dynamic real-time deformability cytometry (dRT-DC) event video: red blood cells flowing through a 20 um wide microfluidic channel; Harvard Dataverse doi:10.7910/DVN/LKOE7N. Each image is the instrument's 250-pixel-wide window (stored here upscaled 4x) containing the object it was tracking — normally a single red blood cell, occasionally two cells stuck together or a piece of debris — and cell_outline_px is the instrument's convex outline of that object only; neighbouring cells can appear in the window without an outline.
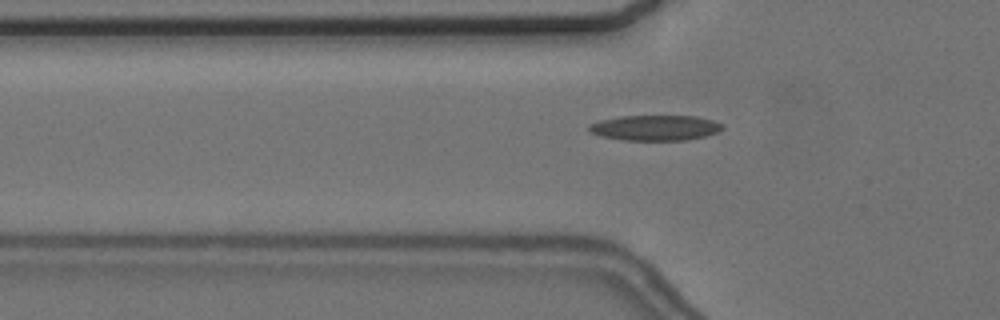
{"species": "common noctule bat (a hibernating species)", "species_latin": "Nyctalus noctula", "temperature_condition": "cold", "stored_images_in_passage": 57, "camera_frame_rate_fps": 3000, "um_per_image_px": 0.085, "animal": {"sex": "female", "body_mass_g": 24.6, "forearm_length_mm": 56.2}, "frame": {"image": 1, "passage_image": 19, "time_ms": 6.0, "image_size_px": [1000, 320], "cell_outline_px": [[724, 128], [720, 132], [688, 140], [624, 140], [600, 136], [588, 132], [588, 124], [600, 120], [620, 116], [696, 116], [712, 120], [724, 124]], "centroid_in_image_um": [55.69, 10.86], "position_along_channel_um": 70.1, "area_um2": 19.94}}
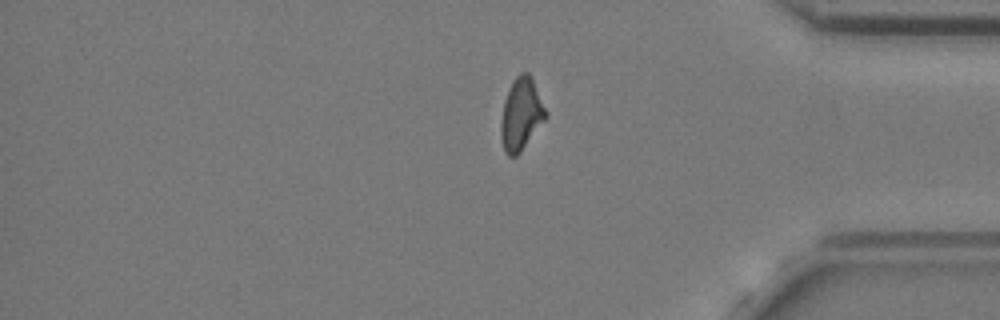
{"frame": {"image": 2, "passage_image": 47, "time_ms": 15.333, "image_size_px": [1000, 320], "cell_outline_px": [[548, 116], [520, 152], [516, 156], [508, 156], [504, 152], [500, 136], [500, 120], [504, 100], [508, 88], [512, 80], [520, 72], [528, 72], [532, 76], [548, 112]], "centroid_in_image_um": [44.29, 9.68], "position_along_channel_um": 390.9, "area_um2": 19.31}}
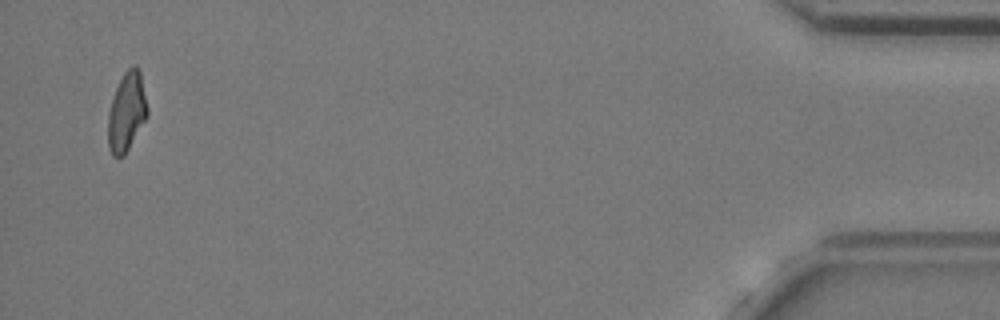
{"frame": {"image": 3, "passage_image": 55, "time_ms": 18.0, "image_size_px": [1000, 320], "cell_outline_px": [[148, 116], [124, 156], [112, 156], [108, 148], [108, 112], [116, 88], [124, 72], [132, 64], [136, 64], [140, 68], [148, 108]], "centroid_in_image_um": [10.78, 9.48], "position_along_channel_um": 424.4, "area_um2": 18.32}, "authors_computed_cell_mechanics": {"area_um2": 18.3226, "velocity_mm_per_s": 3.6467, "shape_relaxation_time_tau1_ms": null, "shape_relaxation_time_tau2_ms": 7.9788, "deformation_change_tau1": null, "deformation_change_tau2": 0.1941}}